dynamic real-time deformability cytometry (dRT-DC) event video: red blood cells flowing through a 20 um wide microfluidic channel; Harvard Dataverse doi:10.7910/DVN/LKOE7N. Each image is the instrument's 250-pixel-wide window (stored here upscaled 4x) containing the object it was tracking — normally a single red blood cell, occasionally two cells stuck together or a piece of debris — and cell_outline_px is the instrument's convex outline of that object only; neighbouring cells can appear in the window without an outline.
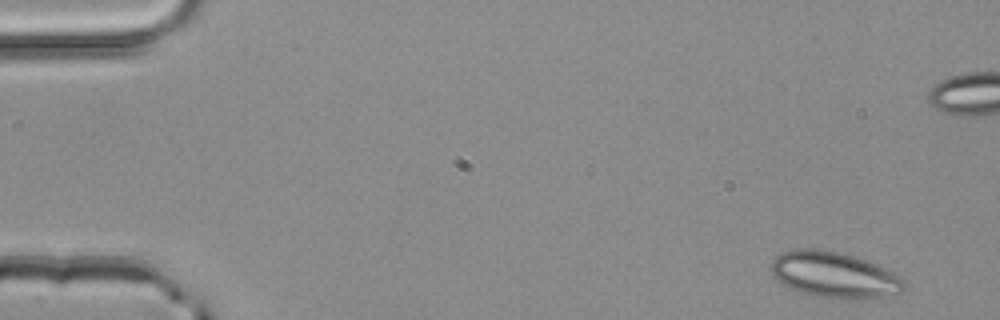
{"species": "common noctule bat (a hibernating species)", "species_latin": "Nyctalus noctula", "temperature_condition": "room temperature", "stored_images_in_passage": 4, "camera_frame_rate_fps": 3000, "um_per_image_px": 0.085, "animal": {"sex": "male", "body_mass_g": 20.4}, "frame": {"image": 1, "passage_image": 1, "time_ms": 0.0, "image_size_px": [1000, 320], "cell_outline_px": [[908, 288], [900, 292], [880, 296], [848, 300], [816, 296], [800, 292], [784, 284], [772, 276], [772, 260], [780, 252], [800, 248], [808, 248], [840, 252], [856, 256], [868, 260], [904, 276], [908, 280]], "centroid_in_image_um": [70.99, 23.35], "position_along_channel_um": 14.0, "area_um2": 36.07}}